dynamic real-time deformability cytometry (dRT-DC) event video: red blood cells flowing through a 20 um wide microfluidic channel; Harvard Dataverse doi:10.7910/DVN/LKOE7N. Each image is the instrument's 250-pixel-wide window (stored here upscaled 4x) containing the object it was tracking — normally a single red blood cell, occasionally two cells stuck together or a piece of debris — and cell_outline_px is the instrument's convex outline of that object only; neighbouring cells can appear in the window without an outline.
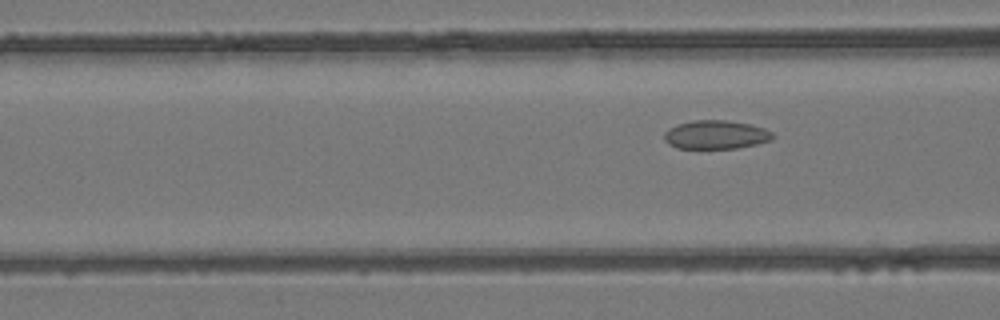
{"species": "common noctule bat (a hibernating species)", "species_latin": "Nyctalus noctula", "temperature_condition": "room temperature", "stored_images_in_passage": 3, "camera_frame_rate_fps": 3000, "um_per_image_px": 0.085, "animal": {"sex": "female", "body_mass_g": 24.6, "forearm_length_mm": 56.2}, "frame": {"image": 1, "passage_image": 3, "time_ms": 2.333, "image_size_px": [1000, 320], "cell_outline_px": [[776, 136], [772, 140], [756, 144], [736, 148], [676, 148], [668, 144], [664, 140], [664, 132], [680, 124], [692, 120], [724, 120], [748, 124], [764, 128], [772, 132]], "centroid_in_image_um": [60.87, 11.46], "position_along_channel_um": 105.7, "area_um2": 17.98}}